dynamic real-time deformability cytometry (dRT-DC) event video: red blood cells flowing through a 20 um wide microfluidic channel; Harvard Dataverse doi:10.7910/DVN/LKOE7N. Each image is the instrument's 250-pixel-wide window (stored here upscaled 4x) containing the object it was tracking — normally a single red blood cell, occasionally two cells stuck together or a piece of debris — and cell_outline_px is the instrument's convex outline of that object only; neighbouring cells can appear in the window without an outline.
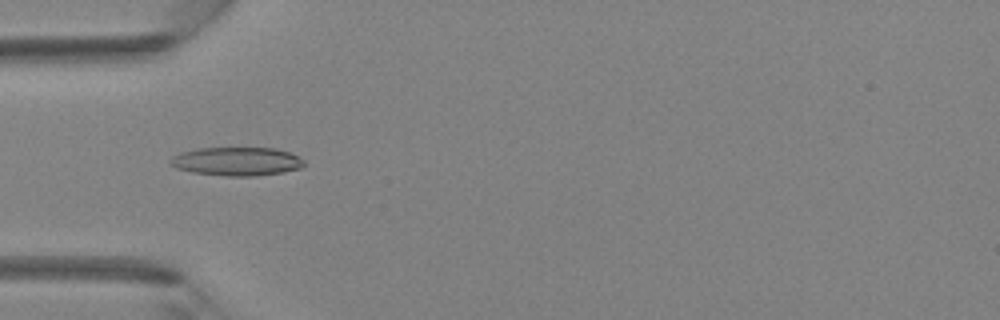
{"species": "Egyptian fruit bat (a non-hibernating species)", "species_latin": "Rousettus aegyptiacus", "temperature_condition": "room temperature", "stored_images_in_passage": 4, "camera_frame_rate_fps": 3000, "um_per_image_px": 0.085, "animal": {"sex": "female"}, "frame": {"image": 1, "passage_image": 4, "time_ms": 4.333, "image_size_px": [1000, 320], "cell_outline_px": [[304, 164], [300, 168], [284, 172], [256, 176], [224, 176], [192, 172], [176, 168], [168, 160], [172, 156], [180, 152], [196, 148], [276, 148], [288, 152], [304, 160]], "centroid_in_image_um": [20.1, 13.72], "position_along_channel_um": 64.9, "area_um2": 22.31}}